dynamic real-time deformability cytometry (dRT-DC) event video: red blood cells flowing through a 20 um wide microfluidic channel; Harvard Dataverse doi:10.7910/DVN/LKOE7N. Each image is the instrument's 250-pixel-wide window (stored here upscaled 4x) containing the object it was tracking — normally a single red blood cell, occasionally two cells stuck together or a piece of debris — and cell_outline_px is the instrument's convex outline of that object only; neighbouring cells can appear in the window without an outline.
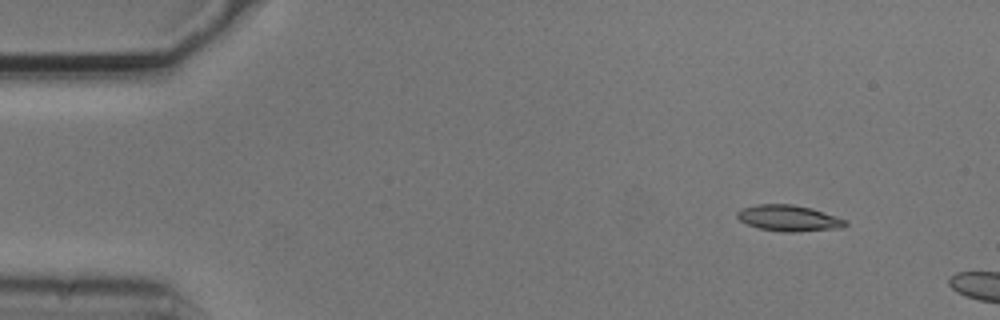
{"species": "common noctule bat (a hibernating species)", "species_latin": "Nyctalus noctula", "temperature_condition": "cold", "stored_images_in_passage": 2, "camera_frame_rate_fps": 3000, "um_per_image_px": 0.085, "animal": {"sex": "male", "body_mass_g": 20.5, "forearm_length_mm": 52.5}, "frame": {"image": 1, "passage_image": 1, "time_ms": 0.0, "image_size_px": [1000, 320], "cell_outline_px": [[848, 224], [840, 228], [796, 232], [784, 232], [760, 228], [748, 224], [740, 220], [736, 216], [736, 212], [740, 208], [756, 204], [792, 204], [812, 208], [848, 220]], "centroid_in_image_um": [67.05, 18.53], "position_along_channel_um": 18.0, "area_um2": 16.53}}